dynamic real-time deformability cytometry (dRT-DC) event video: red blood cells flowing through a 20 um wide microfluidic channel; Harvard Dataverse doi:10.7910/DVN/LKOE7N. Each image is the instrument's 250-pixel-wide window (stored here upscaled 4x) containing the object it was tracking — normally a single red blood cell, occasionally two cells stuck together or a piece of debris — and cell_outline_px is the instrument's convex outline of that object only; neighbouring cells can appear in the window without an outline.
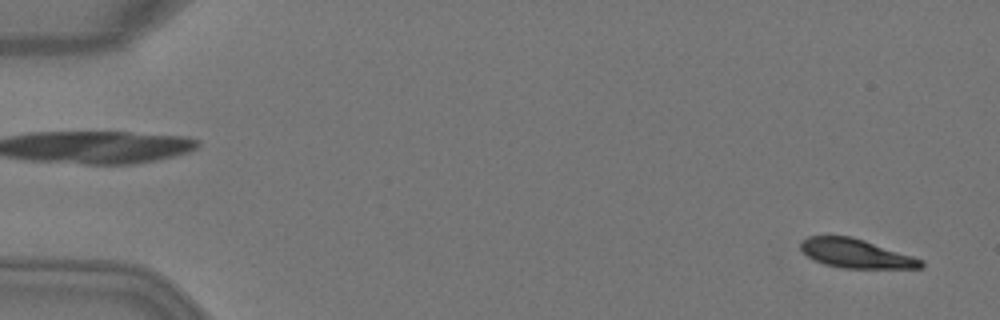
{"species": "Egyptian fruit bat (a non-hibernating species)", "species_latin": "Rousettus aegyptiacus", "temperature_condition": "warm", "stored_images_in_passage": 4, "camera_frame_rate_fps": 3000, "um_per_image_px": 0.085, "animal": {"sex": "female"}, "frame": {"image": 1, "passage_image": 1, "time_ms": 0.0, "image_size_px": [1000, 320], "cell_outline_px": [[924, 264], [920, 268], [840, 268], [824, 264], [812, 260], [800, 248], [800, 244], [808, 236], [852, 236], [924, 260]], "centroid_in_image_um": [72.73, 21.55], "position_along_channel_um": 12.3, "area_um2": 20.17}}